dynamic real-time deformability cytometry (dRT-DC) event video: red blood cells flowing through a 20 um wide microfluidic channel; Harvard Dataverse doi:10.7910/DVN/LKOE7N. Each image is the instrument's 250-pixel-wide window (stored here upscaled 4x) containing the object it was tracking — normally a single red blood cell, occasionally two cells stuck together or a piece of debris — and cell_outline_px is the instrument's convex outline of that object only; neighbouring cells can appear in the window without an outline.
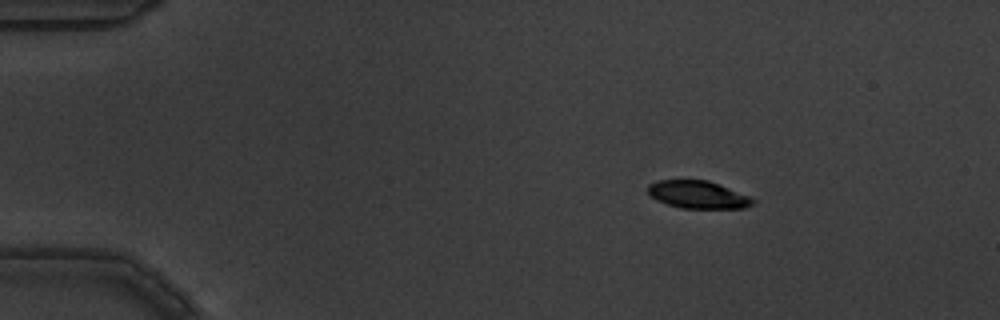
{"species": "common noctule bat (a hibernating species)", "species_latin": "Nyctalus noctula", "temperature_condition": "warm", "stored_images_in_passage": 8, "camera_frame_rate_fps": 3000, "um_per_image_px": 0.085, "animal": {"sex": "male", "body_mass_g": 19.5, "forearm_length_mm": 54.6}, "frame": {"image": 1, "passage_image": 1, "time_ms": 0.0, "image_size_px": [1000, 320], "cell_outline_px": [[756, 204], [744, 208], [680, 208], [656, 200], [648, 192], [648, 184], [656, 180], [708, 180], [748, 196], [756, 200]], "centroid_in_image_um": [59.32, 16.55], "position_along_channel_um": 25.7, "area_um2": 16.82}}
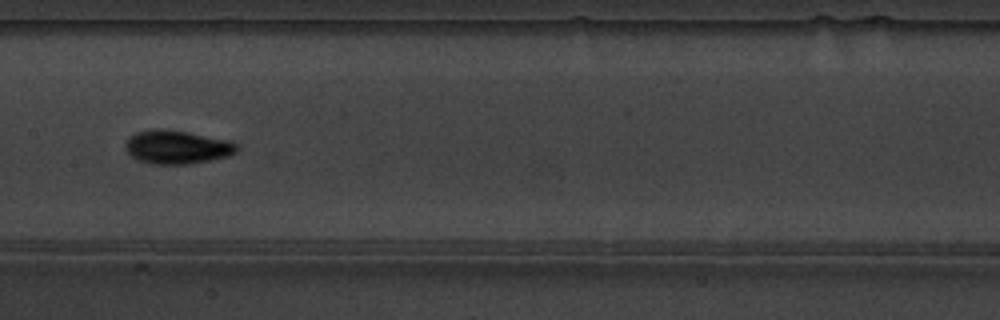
{"frame": {"image": 2, "passage_image": 7, "time_ms": 2.0, "image_size_px": [1000, 320], "cell_outline_px": [[240, 148], [236, 152], [228, 156], [188, 164], [152, 164], [140, 160], [132, 156], [128, 152], [128, 140], [136, 132], [188, 132], [228, 140], [240, 144]], "centroid_in_image_um": [15.18, 12.55], "position_along_channel_um": 192.2, "area_um2": 20.69}}
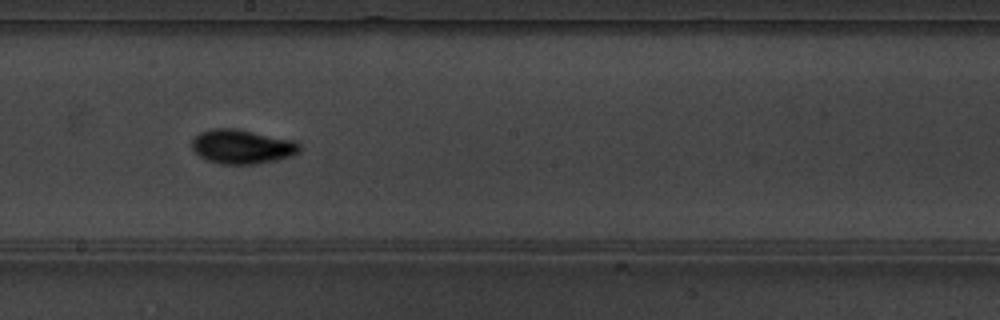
{"frame": {"image": 3, "passage_image": 8, "time_ms": 2.333, "image_size_px": [1000, 320], "cell_outline_px": [[300, 152], [292, 156], [276, 160], [256, 164], [220, 164], [208, 160], [200, 156], [192, 148], [192, 140], [200, 132], [212, 128], [236, 128], [296, 140], [300, 144]], "centroid_in_image_um": [20.61, 12.45], "position_along_channel_um": 227.6, "area_um2": 21.68}}